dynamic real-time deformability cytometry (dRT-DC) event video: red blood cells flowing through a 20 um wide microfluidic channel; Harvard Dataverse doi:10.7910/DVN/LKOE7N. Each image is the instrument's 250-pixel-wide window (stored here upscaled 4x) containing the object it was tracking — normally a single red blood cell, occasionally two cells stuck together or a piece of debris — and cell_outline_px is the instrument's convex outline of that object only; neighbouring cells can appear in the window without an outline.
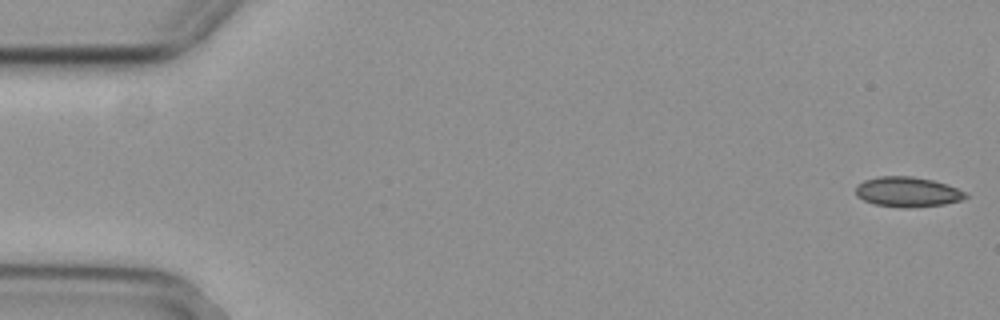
{"species": "common noctule bat (a hibernating species)", "species_latin": "Nyctalus noctula", "temperature_condition": "cold", "stored_images_in_passage": 48, "camera_frame_rate_fps": 3000, "um_per_image_px": 0.085, "animal": {"sex": "female", "body_mass_g": 29.2, "forearm_length_mm": 56.3}, "frame": {"image": 1, "passage_image": 1, "time_ms": 0.0, "image_size_px": [1000, 320], "cell_outline_px": [[968, 196], [960, 200], [944, 204], [908, 208], [900, 208], [872, 204], [856, 196], [856, 188], [864, 180], [880, 176], [912, 176], [932, 180], [968, 192]], "centroid_in_image_um": [77.13, 16.32], "position_along_channel_um": 7.9, "area_um2": 19.19}}
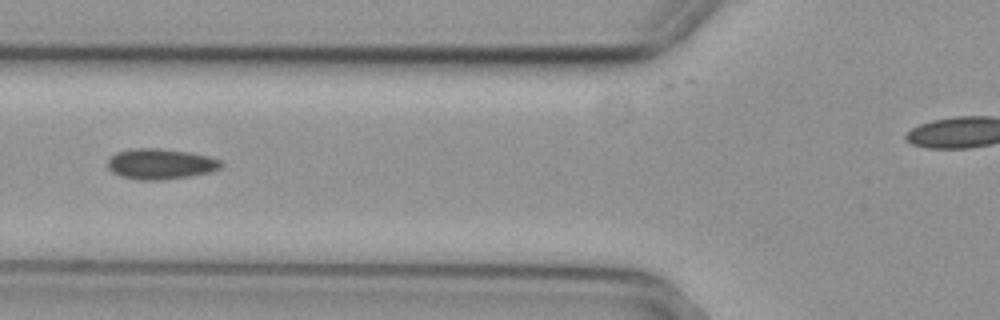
{"frame": {"image": 2, "passage_image": 21, "time_ms": 6.667, "image_size_px": [1000, 320], "cell_outline_px": [[224, 164], [220, 168], [212, 172], [192, 176], [164, 180], [140, 180], [120, 176], [112, 172], [108, 168], [108, 160], [116, 152], [136, 148], [160, 148], [188, 152], [208, 156], [220, 160]], "centroid_in_image_um": [13.67, 13.94], "position_along_channel_um": 112.1, "area_um2": 20.35}}
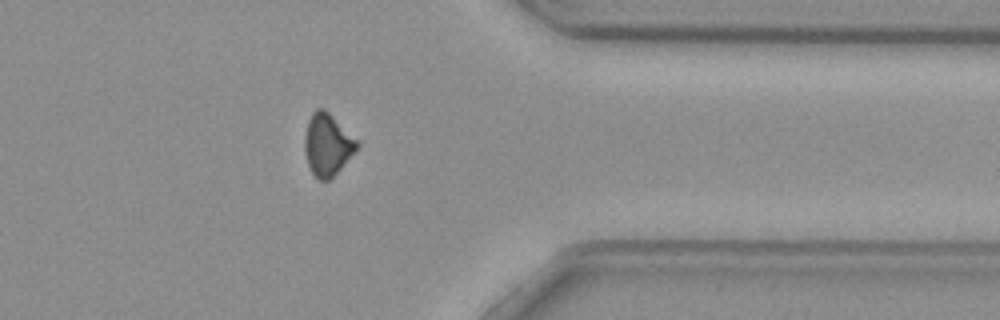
{"frame": {"image": 3, "passage_image": 44, "time_ms": 14.333, "image_size_px": [1000, 320], "cell_outline_px": [[360, 144], [340, 168], [328, 180], [320, 180], [312, 172], [308, 164], [304, 152], [304, 136], [308, 120], [312, 112], [316, 108], [324, 108]], "centroid_in_image_um": [27.78, 12.27], "position_along_channel_um": 383.6, "area_um2": 18.38}}